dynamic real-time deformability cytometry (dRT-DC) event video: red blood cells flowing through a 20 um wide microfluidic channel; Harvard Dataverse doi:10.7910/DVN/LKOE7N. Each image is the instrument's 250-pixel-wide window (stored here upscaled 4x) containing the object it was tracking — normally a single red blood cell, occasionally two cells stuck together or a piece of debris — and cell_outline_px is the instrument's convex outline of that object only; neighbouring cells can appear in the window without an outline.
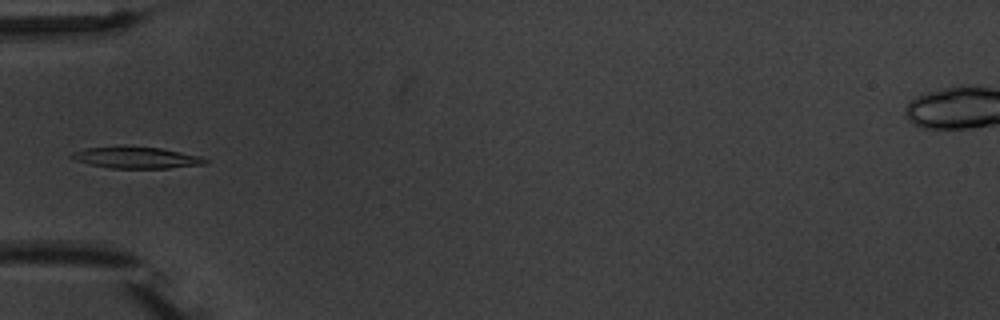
{"species": "common noctule bat (a hibernating species)", "species_latin": "Nyctalus noctula", "temperature_condition": "warm", "stored_images_in_passage": 5, "camera_frame_rate_fps": 3000, "um_per_image_px": 0.085, "animal": {"sex": "male", "body_mass_g": 20.1, "forearm_length_mm": 53.5}, "frame": {"image": 1, "passage_image": 5, "time_ms": 4.667, "image_size_px": [1000, 320], "cell_outline_px": [[208, 160], [204, 164], [168, 168], [112, 168], [88, 164], [76, 160], [68, 156], [72, 152], [84, 148], [124, 144], [128, 144], [160, 148], [200, 156]], "centroid_in_image_um": [11.5, 13.36], "position_along_channel_um": 73.5, "area_um2": 17.17}}